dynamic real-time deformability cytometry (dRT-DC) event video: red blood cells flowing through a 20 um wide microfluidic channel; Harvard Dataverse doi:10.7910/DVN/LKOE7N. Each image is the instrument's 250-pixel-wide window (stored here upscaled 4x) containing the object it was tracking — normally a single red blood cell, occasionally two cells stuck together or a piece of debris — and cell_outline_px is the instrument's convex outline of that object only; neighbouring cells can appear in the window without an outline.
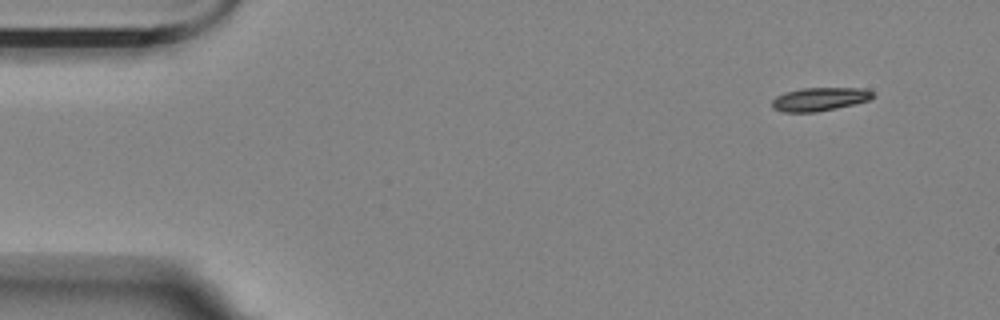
{"species": "Egyptian fruit bat (a non-hibernating species)", "species_latin": "Rousettus aegyptiacus", "temperature_condition": "room temperature", "stored_images_in_passage": 13, "camera_frame_rate_fps": 3000, "um_per_image_px": 0.085, "animal": {"sex": "female"}, "frame": {"image": 1, "passage_image": 1, "time_ms": 0.0, "image_size_px": [1000, 320], "cell_outline_px": [[876, 96], [868, 100], [836, 108], [816, 112], [784, 112], [772, 108], [772, 100], [776, 96], [784, 92], [800, 88], [864, 88], [872, 92]], "centroid_in_image_um": [69.64, 8.42], "position_along_channel_um": 15.4, "area_um2": 13.76}}
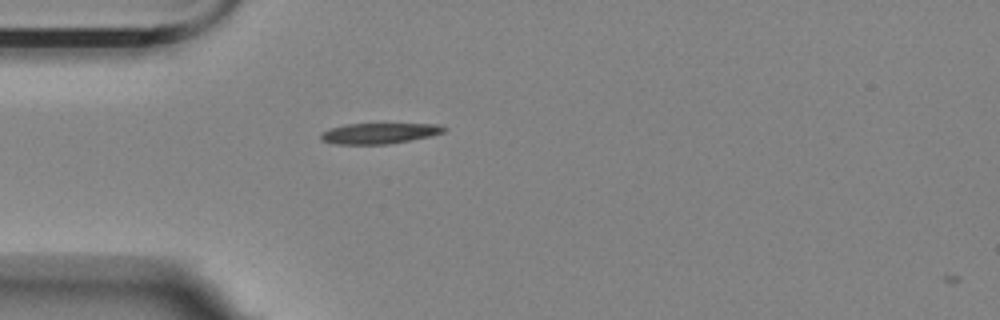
{"frame": {"image": 2, "passage_image": 12, "time_ms": 3.667, "image_size_px": [1000, 320], "cell_outline_px": [[448, 128], [444, 132], [428, 136], [388, 144], [336, 144], [320, 140], [320, 132], [344, 124], [436, 124]], "centroid_in_image_um": [32.18, 11.33], "position_along_channel_um": 52.8, "area_um2": 14.68}}